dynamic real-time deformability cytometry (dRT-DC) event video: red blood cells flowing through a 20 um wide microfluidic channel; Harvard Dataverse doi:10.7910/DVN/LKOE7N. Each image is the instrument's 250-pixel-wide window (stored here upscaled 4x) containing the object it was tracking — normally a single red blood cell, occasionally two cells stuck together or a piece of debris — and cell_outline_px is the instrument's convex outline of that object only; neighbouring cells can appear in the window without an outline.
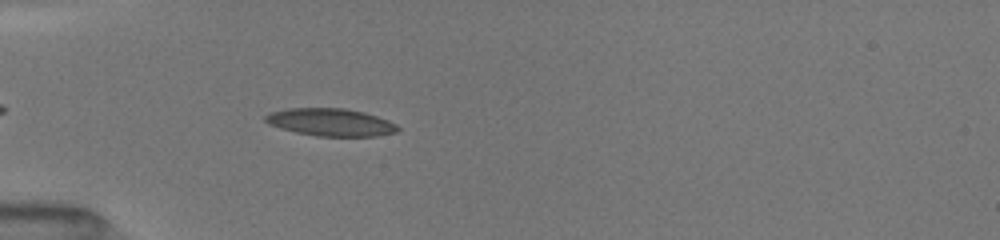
{"species": "common noctule bat (a hibernating species)", "species_latin": "Nyctalus noctula", "temperature_condition": "room temperature", "stored_images_in_passage": 33, "camera_frame_rate_fps": 3000, "um_per_image_px": 0.085, "animal": {"sex": "female", "body_mass_g": 19.5, "forearm_length_mm": 54.1}, "frame": {"image": 1, "passage_image": 3, "time_ms": 0.333, "image_size_px": [1000, 240], "cell_outline_px": [[400, 128], [396, 132], [376, 136], [316, 136], [296, 132], [280, 128], [268, 124], [264, 120], [264, 116], [268, 112], [288, 108], [344, 108], [364, 112], [388, 120], [396, 124]], "centroid_in_image_um": [28.07, 10.38], "position_along_channel_um": 56.9, "area_um2": 21.33}}
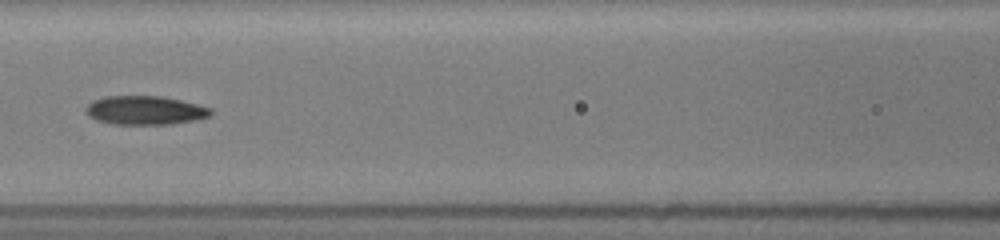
{"frame": {"image": 2, "passage_image": 17, "time_ms": 3.0, "image_size_px": [1000, 240], "cell_outline_px": [[212, 116], [196, 120], [172, 124], [112, 124], [96, 120], [88, 116], [84, 112], [84, 108], [92, 100], [104, 96], [160, 96], [180, 100], [212, 108]], "centroid_in_image_um": [12.3, 9.38], "position_along_channel_um": 154.3, "area_um2": 21.21}}
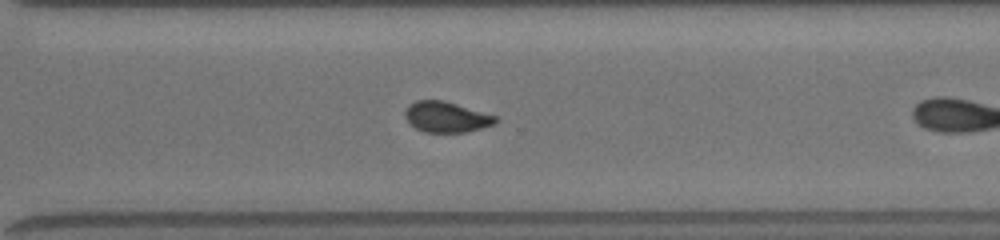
{"frame": {"image": 3, "passage_image": 32, "time_ms": 6.333, "image_size_px": [1000, 240], "cell_outline_px": [[496, 124], [464, 132], [424, 132], [408, 124], [404, 116], [404, 108], [408, 104], [416, 100], [444, 100], [496, 116]], "centroid_in_image_um": [37.86, 9.93], "position_along_channel_um": 332.7, "area_um2": 16.24}}